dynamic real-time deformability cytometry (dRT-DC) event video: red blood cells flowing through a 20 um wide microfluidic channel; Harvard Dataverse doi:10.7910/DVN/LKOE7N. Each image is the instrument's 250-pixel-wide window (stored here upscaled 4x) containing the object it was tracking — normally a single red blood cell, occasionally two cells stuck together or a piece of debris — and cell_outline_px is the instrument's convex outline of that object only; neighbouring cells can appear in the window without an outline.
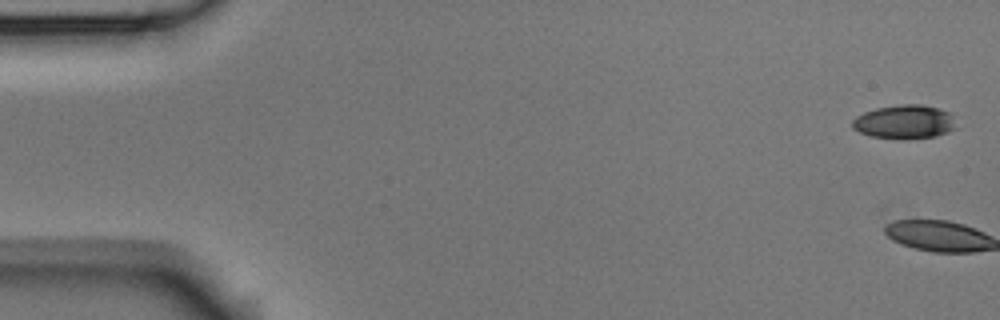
{"species": "Egyptian fruit bat (a non-hibernating species)", "species_latin": "Rousettus aegyptiacus", "temperature_condition": "room temperature", "stored_images_in_passage": 7, "camera_frame_rate_fps": 3000, "um_per_image_px": 0.085, "animal": {"sex": "male"}, "frame": {"image": 1, "passage_image": 1, "time_ms": 0.0, "image_size_px": [1000, 320], "cell_outline_px": [[956, 128], [948, 132], [936, 136], [900, 140], [872, 136], [860, 132], [852, 128], [852, 120], [856, 116], [864, 112], [876, 108], [900, 104], [924, 104], [952, 112]], "centroid_in_image_um": [76.9, 10.35], "position_along_channel_um": 8.1, "area_um2": 20.81}}
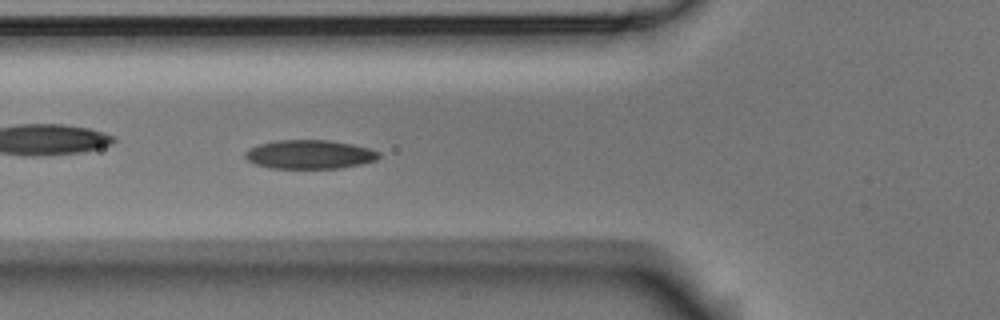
{"frame": {"image": 2, "passage_image": 7, "time_ms": 2.0, "image_size_px": [1000, 320], "cell_outline_px": [[380, 156], [376, 160], [360, 164], [340, 168], [268, 168], [256, 164], [248, 160], [244, 156], [244, 152], [248, 148], [256, 144], [276, 140], [332, 140], [352, 144], [368, 148], [380, 152]], "centroid_in_image_um": [26.28, 13.11], "position_along_channel_um": 99.5, "area_um2": 22.66}}